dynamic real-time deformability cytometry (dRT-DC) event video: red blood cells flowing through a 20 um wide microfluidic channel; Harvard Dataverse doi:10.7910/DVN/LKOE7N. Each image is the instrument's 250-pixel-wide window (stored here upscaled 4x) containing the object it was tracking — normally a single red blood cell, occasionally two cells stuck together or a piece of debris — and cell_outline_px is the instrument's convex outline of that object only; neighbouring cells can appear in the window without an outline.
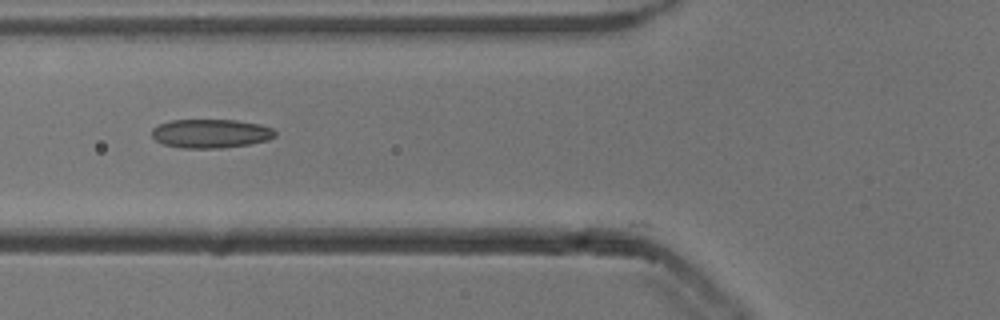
{"species": "common noctule bat (a hibernating species)", "species_latin": "Nyctalus noctula", "temperature_condition": "cold", "stored_images_in_passage": 15, "camera_frame_rate_fps": 3000, "um_per_image_px": 0.085, "animal": {"sex": "male", "body_mass_g": 13.3}, "frame": {"image": 1, "passage_image": 3, "time_ms": 0.667, "image_size_px": [1000, 320], "cell_outline_px": [[276, 136], [268, 140], [248, 144], [220, 148], [180, 148], [164, 144], [156, 140], [152, 136], [152, 128], [160, 124], [172, 120], [236, 120], [260, 124], [272, 128], [276, 132]], "centroid_in_image_um": [17.92, 11.35], "position_along_channel_um": 107.9, "area_um2": 20.69}}
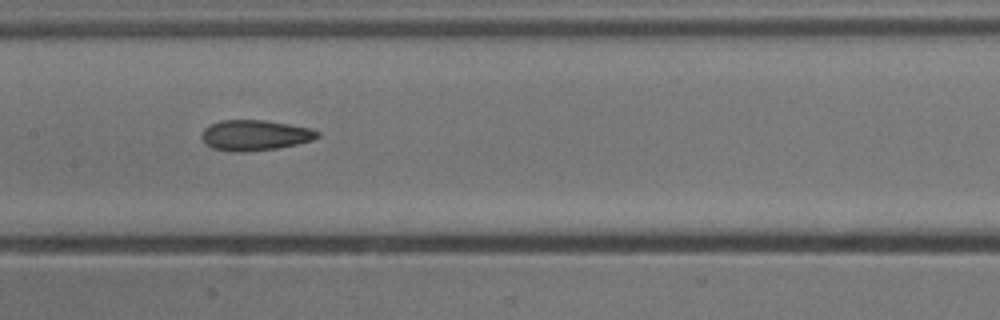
{"frame": {"image": 2, "passage_image": 9, "time_ms": 2.667, "image_size_px": [1000, 320], "cell_outline_px": [[320, 136], [312, 140], [296, 144], [276, 148], [244, 152], [236, 152], [212, 148], [204, 144], [200, 136], [204, 128], [220, 120], [264, 120], [312, 128], [320, 132]], "centroid_in_image_um": [21.65, 11.49], "position_along_channel_um": 185.8, "area_um2": 20.63}}
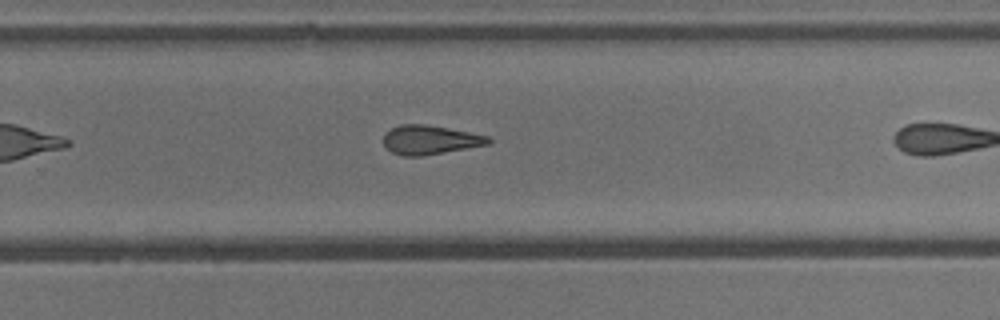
{"frame": {"image": 3, "passage_image": 14, "time_ms": 4.333, "image_size_px": [1000, 320], "cell_outline_px": [[492, 140], [488, 144], [444, 152], [420, 156], [404, 156], [392, 152], [384, 144], [384, 132], [400, 124], [424, 124], [448, 128], [488, 136]], "centroid_in_image_um": [36.52, 11.88], "position_along_channel_um": 293.3, "area_um2": 17.51}}